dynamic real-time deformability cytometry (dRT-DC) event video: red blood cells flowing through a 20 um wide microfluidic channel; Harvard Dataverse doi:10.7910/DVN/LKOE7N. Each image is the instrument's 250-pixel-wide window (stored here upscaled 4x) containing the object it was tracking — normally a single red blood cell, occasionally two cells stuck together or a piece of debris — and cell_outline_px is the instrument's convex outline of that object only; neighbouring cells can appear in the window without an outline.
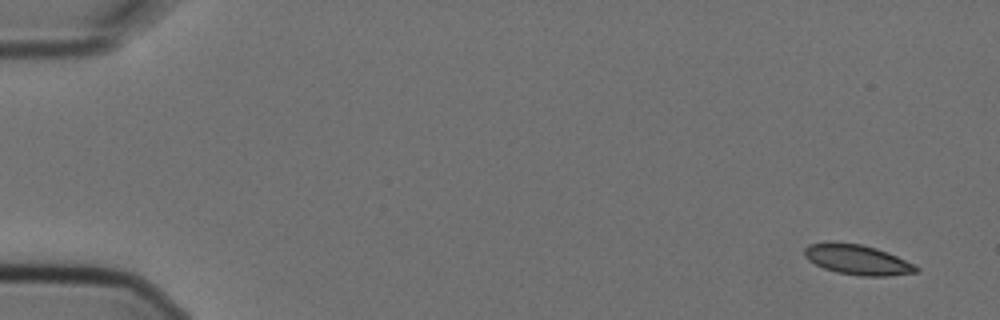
{"species": "Egyptian fruit bat (a non-hibernating species)", "species_latin": "Rousettus aegyptiacus", "temperature_condition": "cold", "stored_images_in_passage": 3, "camera_frame_rate_fps": 3000, "um_per_image_px": 0.085, "animal": {"sex": "female"}, "frame": {"image": 1, "passage_image": 1, "time_ms": 0.0, "image_size_px": [1000, 320], "cell_outline_px": [[920, 268], [916, 272], [888, 276], [860, 276], [836, 272], [824, 268], [808, 260], [804, 256], [804, 248], [808, 244], [860, 244], [876, 248], [888, 252], [916, 264]], "centroid_in_image_um": [72.94, 22.11], "position_along_channel_um": 12.1, "area_um2": 19.19}}